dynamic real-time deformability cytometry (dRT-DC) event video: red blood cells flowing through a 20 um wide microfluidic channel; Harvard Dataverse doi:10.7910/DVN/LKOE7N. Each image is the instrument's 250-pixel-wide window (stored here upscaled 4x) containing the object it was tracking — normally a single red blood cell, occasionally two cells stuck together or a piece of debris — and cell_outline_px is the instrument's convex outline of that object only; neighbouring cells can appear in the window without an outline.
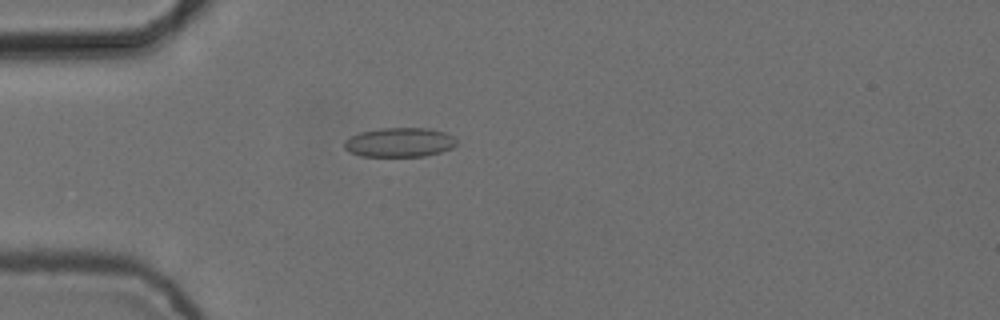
{"species": "common noctule bat (a hibernating species)", "species_latin": "Nyctalus noctula", "temperature_condition": "cold", "stored_images_in_passage": 6, "camera_frame_rate_fps": 3000, "um_per_image_px": 0.085, "animal": {"sex": "female", "body_mass_g": 24.6, "forearm_length_mm": 56.2}, "frame": {"image": 1, "passage_image": 5, "time_ms": 1.333, "image_size_px": [1000, 320], "cell_outline_px": [[456, 144], [452, 148], [440, 152], [424, 156], [360, 156], [344, 148], [344, 140], [360, 132], [380, 128], [428, 128], [444, 132], [452, 136], [456, 140]], "centroid_in_image_um": [33.95, 12.09], "position_along_channel_um": 51.0, "area_um2": 19.07}}